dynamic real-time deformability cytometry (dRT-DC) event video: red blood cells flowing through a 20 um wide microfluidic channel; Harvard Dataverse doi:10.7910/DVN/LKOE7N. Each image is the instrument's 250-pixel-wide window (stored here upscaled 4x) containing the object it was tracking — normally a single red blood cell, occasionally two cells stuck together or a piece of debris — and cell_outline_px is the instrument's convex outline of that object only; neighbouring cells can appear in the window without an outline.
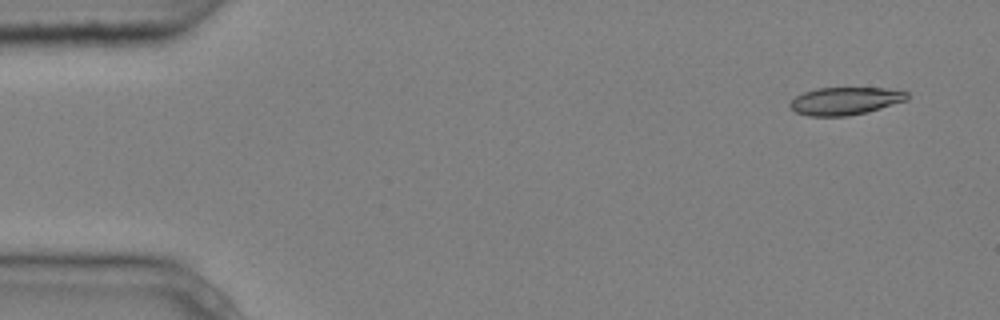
{"species": "common noctule bat (a hibernating species)", "species_latin": "Nyctalus noctula", "temperature_condition": "cold", "stored_images_in_passage": 5, "camera_frame_rate_fps": 3000, "um_per_image_px": 0.085, "animal": {"sex": "male", "body_mass_g": 20.4}, "frame": {"image": 1, "passage_image": 2, "time_ms": 0.333, "image_size_px": [1000, 320], "cell_outline_px": [[908, 100], [880, 108], [848, 116], [808, 116], [796, 112], [788, 104], [796, 96], [804, 92], [816, 88], [884, 88], [908, 92]], "centroid_in_image_um": [71.83, 8.58], "position_along_channel_um": 13.2, "area_um2": 18.73}}
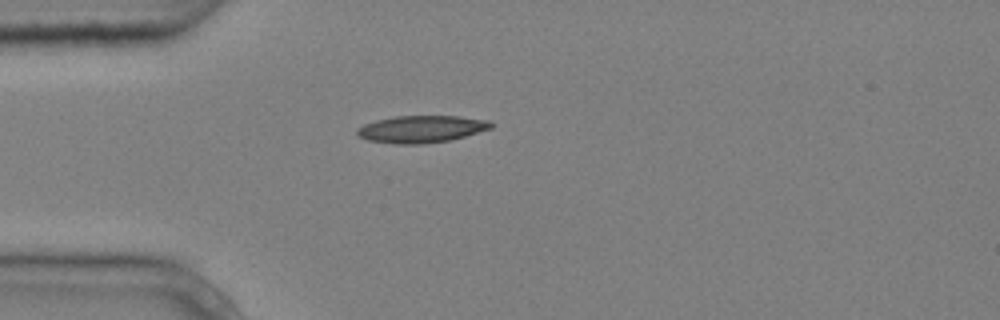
{"frame": {"image": 2, "passage_image": 5, "time_ms": 1.333, "image_size_px": [1000, 320], "cell_outline_px": [[492, 128], [464, 136], [448, 140], [420, 144], [396, 144], [368, 140], [356, 136], [356, 128], [364, 124], [376, 120], [396, 116], [456, 116], [492, 120]], "centroid_in_image_um": [35.78, 10.96], "position_along_channel_um": 49.2, "area_um2": 21.15}}